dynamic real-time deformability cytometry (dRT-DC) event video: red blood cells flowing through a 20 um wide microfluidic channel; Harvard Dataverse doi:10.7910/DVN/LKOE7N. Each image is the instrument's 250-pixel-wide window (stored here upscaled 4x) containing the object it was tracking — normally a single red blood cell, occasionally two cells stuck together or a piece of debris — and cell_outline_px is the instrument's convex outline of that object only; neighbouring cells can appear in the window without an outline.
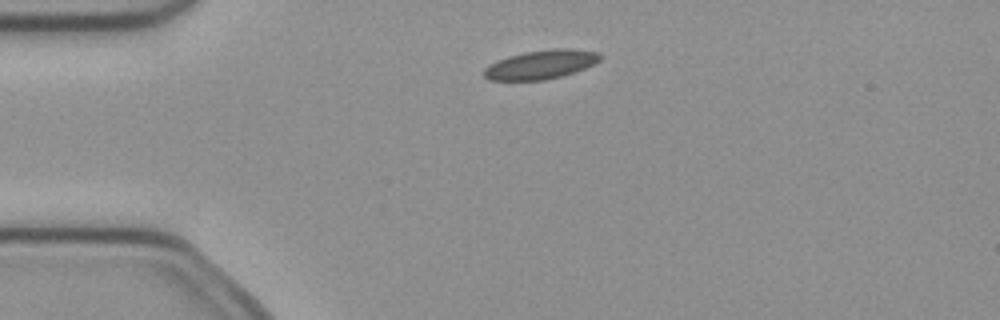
{"species": "common noctule bat (a hibernating species)", "species_latin": "Nyctalus noctula", "temperature_condition": "cold", "stored_images_in_passage": 3, "camera_frame_rate_fps": 3000, "um_per_image_px": 0.085, "animal": {"sex": "female", "body_mass_g": 21.9}, "frame": {"image": 1, "passage_image": 2, "time_ms": 0.333, "image_size_px": [1000, 320], "cell_outline_px": [[604, 56], [600, 60], [584, 68], [560, 76], [544, 80], [488, 80], [484, 76], [484, 68], [496, 60], [508, 56], [524, 52], [556, 48], [568, 48], [600, 52]], "centroid_in_image_um": [45.97, 5.47], "position_along_channel_um": 39.0, "area_um2": 19.54}}